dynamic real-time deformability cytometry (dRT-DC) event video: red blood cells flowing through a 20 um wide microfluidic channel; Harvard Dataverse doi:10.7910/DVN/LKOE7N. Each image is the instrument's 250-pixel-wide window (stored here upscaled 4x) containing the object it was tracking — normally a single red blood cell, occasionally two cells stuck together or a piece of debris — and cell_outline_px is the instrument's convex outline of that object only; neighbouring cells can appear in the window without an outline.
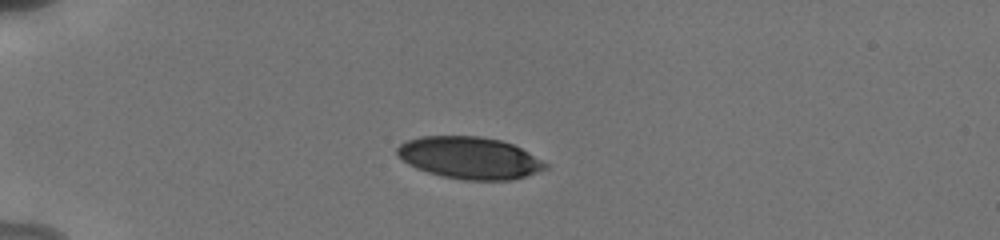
{"species": "human", "species_latin": "Homo sapiens", "temperature_condition": "cold", "stored_images_in_passage": 22, "camera_frame_rate_fps": 3000, "um_per_image_px": 0.085, "donor": {"sex": "male"}, "frame": {"image": 1, "passage_image": 1, "time_ms": 0.0, "image_size_px": [1000, 240], "cell_outline_px": [[548, 168], [512, 180], [464, 180], [444, 176], [428, 172], [416, 168], [408, 164], [396, 152], [396, 148], [404, 140], [420, 136], [480, 136], [500, 140], [512, 144], [528, 152], [548, 164]], "centroid_in_image_um": [39.89, 13.41], "position_along_channel_um": 45.1, "area_um2": 36.13}}
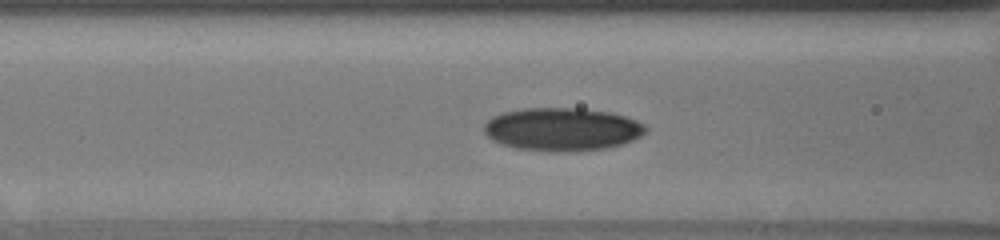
{"frame": {"image": 2, "passage_image": 15, "time_ms": 3.0, "image_size_px": [1000, 240], "cell_outline_px": [[648, 128], [640, 136], [632, 140], [620, 144], [604, 148], [576, 152], [548, 152], [516, 148], [500, 144], [492, 140], [484, 132], [484, 124], [492, 116], [504, 112], [524, 108], [580, 108], [608, 112], [624, 116], [636, 120], [644, 124]], "centroid_in_image_um": [47.75, 11.0], "position_along_channel_um": 118.8, "area_um2": 40.75}}
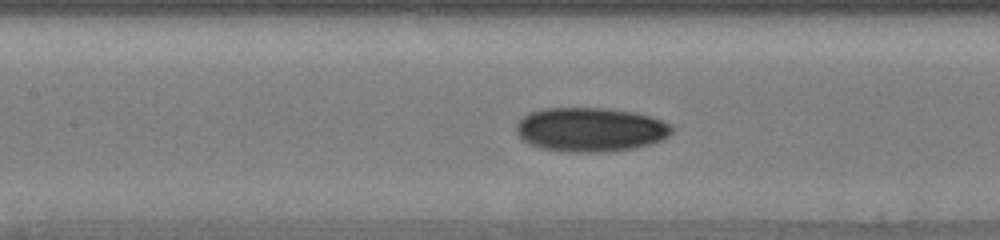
{"frame": {"image": 3, "passage_image": 18, "time_ms": 4.0, "image_size_px": [1000, 240], "cell_outline_px": [[672, 132], [668, 136], [652, 144], [632, 148], [608, 152], [564, 152], [540, 148], [528, 144], [516, 132], [516, 124], [528, 112], [540, 108], [608, 108], [636, 112], [660, 120], [668, 124], [672, 128]], "centroid_in_image_um": [50.15, 11.01], "position_along_channel_um": 157.3, "area_um2": 40.23}}